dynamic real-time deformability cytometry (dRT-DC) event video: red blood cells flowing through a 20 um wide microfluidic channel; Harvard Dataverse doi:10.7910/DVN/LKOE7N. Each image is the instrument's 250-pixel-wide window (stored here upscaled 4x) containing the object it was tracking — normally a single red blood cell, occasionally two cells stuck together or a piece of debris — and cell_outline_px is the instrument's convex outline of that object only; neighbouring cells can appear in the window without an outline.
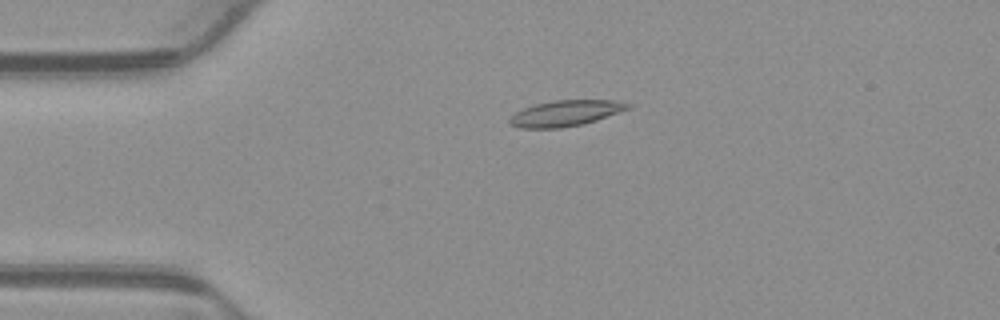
{"species": "common noctule bat (a hibernating species)", "species_latin": "Nyctalus noctula", "temperature_condition": "warm", "stored_images_in_passage": 53, "camera_frame_rate_fps": 3000, "um_per_image_px": 0.085, "animal": {"sex": "male", "body_mass_g": 23.1, "forearm_length_mm": 52.7}, "frame": {"image": 1, "passage_image": 12, "time_ms": 3.667, "image_size_px": [1000, 320], "cell_outline_px": [[632, 108], [584, 124], [560, 128], [520, 128], [508, 124], [508, 120], [516, 112], [524, 108], [536, 104], [552, 100], [616, 100], [632, 104]], "centroid_in_image_um": [48.1, 9.62], "position_along_channel_um": 36.9, "area_um2": 17.92}}
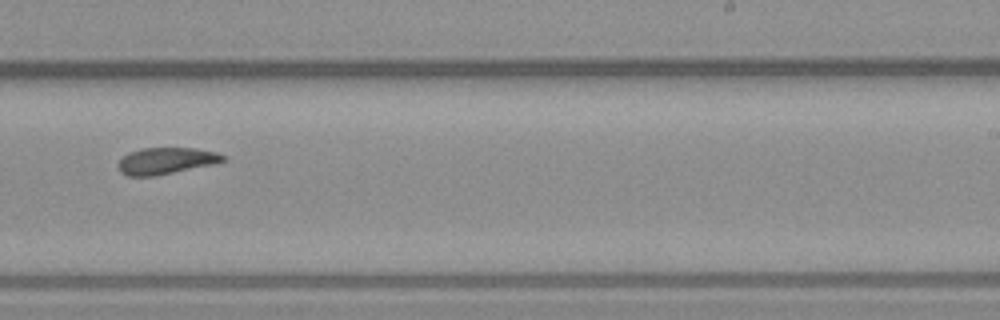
{"frame": {"image": 2, "passage_image": 33, "time_ms": 10.667, "image_size_px": [1000, 320], "cell_outline_px": [[228, 160], [212, 164], [156, 176], [128, 176], [120, 172], [120, 160], [128, 152], [140, 148], [196, 148], [216, 152], [224, 156]], "centroid_in_image_um": [14.12, 13.66], "position_along_channel_um": 274.9, "area_um2": 16.13}}
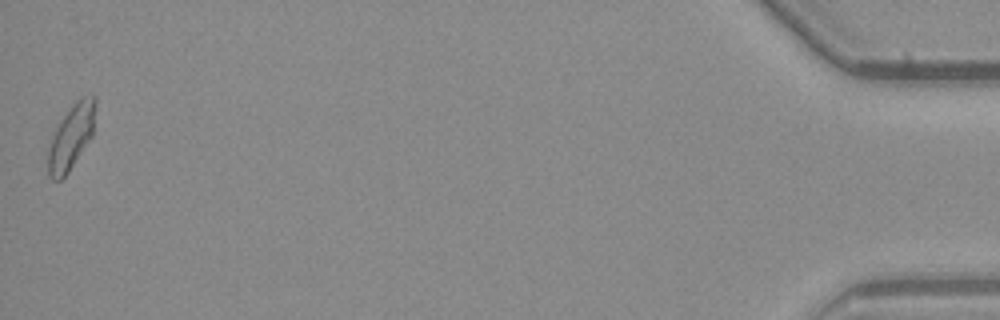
{"frame": {"image": 3, "passage_image": 53, "time_ms": 17.333, "image_size_px": [1000, 320], "cell_outline_px": [[96, 104], [92, 136], [68, 172], [60, 180], [52, 180], [48, 176], [48, 148], [52, 136], [60, 120], [72, 104], [80, 96], [92, 92], [96, 96]], "centroid_in_image_um": [6.07, 11.57], "position_along_channel_um": 429.1, "area_um2": 18.03}, "authors_computed_cell_mechanics": {"area_um2": 17.2244, "velocity_mm_per_s": 3.872, "shape_relaxation_time_tau1_ms": null, "shape_relaxation_time_tau2_ms": 3.2831, "deformation_change_tau1": null, "deformation_change_tau2": 0.0916}}